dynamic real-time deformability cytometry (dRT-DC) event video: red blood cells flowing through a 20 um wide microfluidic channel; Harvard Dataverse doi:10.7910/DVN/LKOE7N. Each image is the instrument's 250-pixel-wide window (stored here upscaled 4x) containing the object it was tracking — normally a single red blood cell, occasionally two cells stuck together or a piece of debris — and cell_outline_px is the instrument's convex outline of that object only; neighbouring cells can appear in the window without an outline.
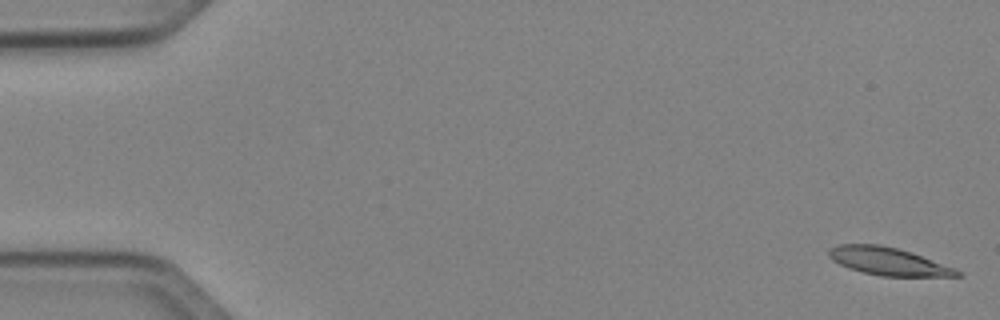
{"species": "Egyptian fruit bat (a non-hibernating species)", "species_latin": "Rousettus aegyptiacus", "temperature_condition": "cold", "stored_images_in_passage": 50, "camera_frame_rate_fps": 3000, "um_per_image_px": 0.085, "animal": {"sex": "female"}, "frame": {"image": 1, "passage_image": 1, "time_ms": 0.0, "image_size_px": [1000, 320], "cell_outline_px": [[964, 276], [880, 276], [848, 268], [832, 260], [828, 256], [828, 248], [836, 244], [880, 244], [912, 252], [956, 268], [964, 272]], "centroid_in_image_um": [75.52, 22.21], "position_along_channel_um": 9.5, "area_um2": 20.98}}
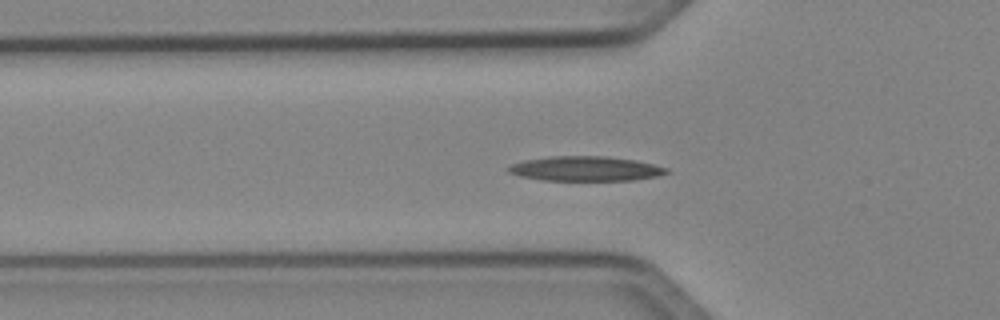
{"frame": {"image": 2, "passage_image": 17, "time_ms": 5.333, "image_size_px": [1000, 320], "cell_outline_px": [[668, 172], [656, 176], [632, 180], [544, 180], [520, 176], [508, 172], [508, 168], [512, 164], [524, 160], [552, 156], [604, 156], [636, 160], [668, 168]], "centroid_in_image_um": [49.76, 14.33], "position_along_channel_um": 76.0, "area_um2": 22.48}}
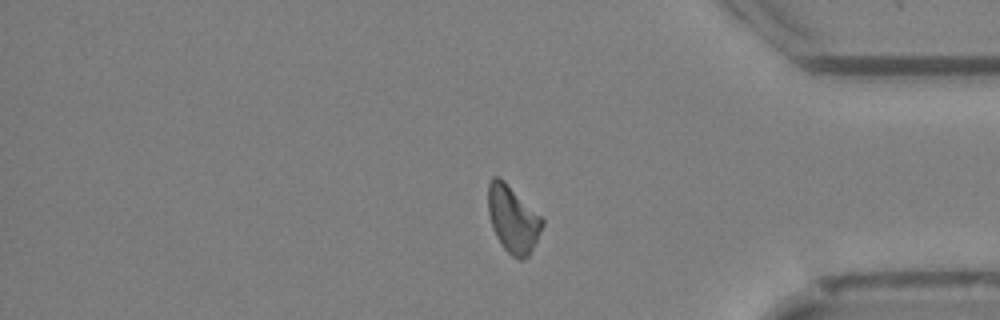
{"frame": {"image": 3, "passage_image": 42, "time_ms": 13.667, "image_size_px": [1000, 320], "cell_outline_px": [[544, 224], [528, 256], [524, 260], [520, 260], [512, 256], [500, 244], [492, 228], [488, 212], [488, 184], [492, 176], [500, 176], [544, 220]], "centroid_in_image_um": [43.56, 18.62], "position_along_channel_um": 391.6, "area_um2": 20.98}}